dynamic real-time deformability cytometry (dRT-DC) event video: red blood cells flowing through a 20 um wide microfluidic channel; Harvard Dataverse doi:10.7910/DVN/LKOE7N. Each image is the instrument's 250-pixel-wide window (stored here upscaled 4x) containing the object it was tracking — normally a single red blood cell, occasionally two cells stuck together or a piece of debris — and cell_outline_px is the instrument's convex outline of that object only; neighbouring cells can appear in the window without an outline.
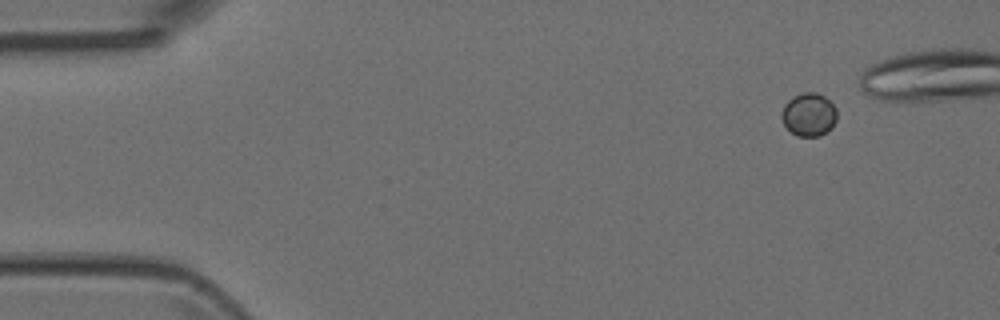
{"species": "Egyptian fruit bat (a non-hibernating species)", "species_latin": "Rousettus aegyptiacus", "temperature_condition": "room temperature", "stored_images_in_passage": 5, "camera_frame_rate_fps": 3000, "um_per_image_px": 0.085, "animal": {"sex": "female"}, "frame": {"image": 1, "passage_image": 1, "time_ms": 0.0, "image_size_px": [1000, 320], "cell_outline_px": [[836, 120], [832, 128], [820, 136], [796, 136], [784, 124], [780, 116], [780, 112], [784, 104], [792, 96], [804, 92], [816, 92], [824, 96], [836, 108]], "centroid_in_image_um": [68.73, 9.73], "position_along_channel_um": 16.3, "area_um2": 14.05}}